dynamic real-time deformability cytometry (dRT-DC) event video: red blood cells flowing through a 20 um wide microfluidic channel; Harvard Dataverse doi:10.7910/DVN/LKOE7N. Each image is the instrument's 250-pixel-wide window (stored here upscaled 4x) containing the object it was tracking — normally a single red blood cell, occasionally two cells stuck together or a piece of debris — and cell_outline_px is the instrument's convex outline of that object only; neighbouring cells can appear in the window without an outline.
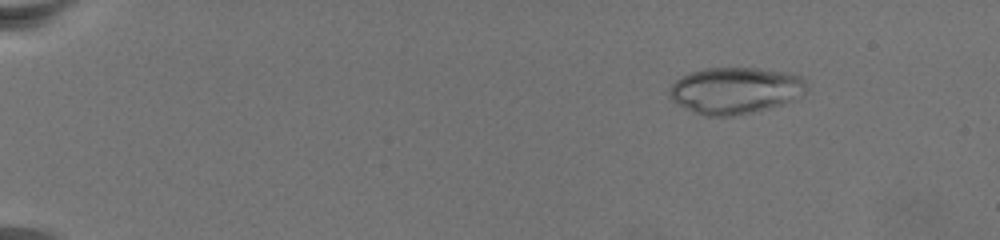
{"species": "common noctule bat (a hibernating species)", "species_latin": "Nyctalus noctula", "temperature_condition": "warm", "stored_images_in_passage": 74, "camera_frame_rate_fps": 3000, "um_per_image_px": 0.085, "animal": {"sex": "female", "body_mass_g": 19.5, "forearm_length_mm": 54.1}, "frame": {"image": 1, "passage_image": 11, "time_ms": 3.333, "image_size_px": [1000, 240], "cell_outline_px": [[808, 88], [804, 92], [792, 100], [784, 104], [752, 112], [732, 116], [704, 116], [684, 108], [672, 100], [668, 96], [668, 88], [676, 80], [692, 72], [704, 68], [756, 68], [784, 72], [800, 76], [804, 80]], "centroid_in_image_um": [62.46, 7.7], "position_along_channel_um": 22.5, "area_um2": 37.11}}
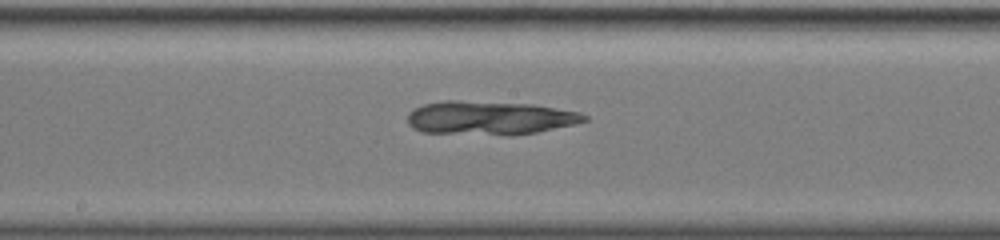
{"frame": {"image": 2, "passage_image": 43, "time_ms": 14.0, "image_size_px": [1000, 240], "cell_outline_px": [[588, 120], [572, 124], [536, 132], [512, 136], [504, 136], [420, 132], [412, 128], [408, 124], [408, 116], [416, 108], [424, 104], [444, 100], [456, 100], [532, 104], [580, 112], [588, 116]], "centroid_in_image_um": [41.61, 10.04], "position_along_channel_um": 206.6, "area_um2": 34.91}}
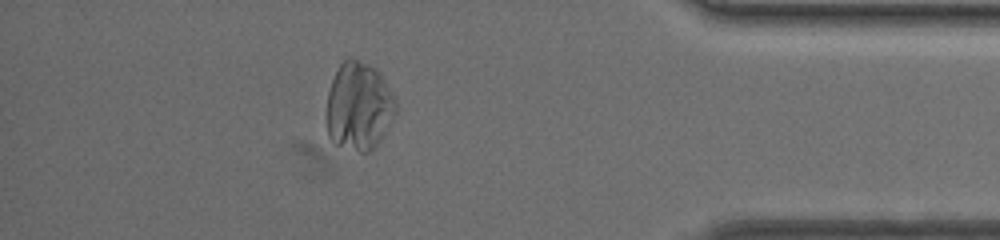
{"frame": {"image": 3, "passage_image": 66, "time_ms": 21.667, "image_size_px": [1000, 240], "cell_outline_px": [[396, 112], [380, 140], [368, 152], [360, 152], [336, 144], [328, 136], [328, 92], [332, 80], [340, 64], [348, 56], [352, 56], [376, 68], [392, 92], [396, 100]], "centroid_in_image_um": [30.51, 9.0], "position_along_channel_um": 404.7, "area_um2": 35.26}}